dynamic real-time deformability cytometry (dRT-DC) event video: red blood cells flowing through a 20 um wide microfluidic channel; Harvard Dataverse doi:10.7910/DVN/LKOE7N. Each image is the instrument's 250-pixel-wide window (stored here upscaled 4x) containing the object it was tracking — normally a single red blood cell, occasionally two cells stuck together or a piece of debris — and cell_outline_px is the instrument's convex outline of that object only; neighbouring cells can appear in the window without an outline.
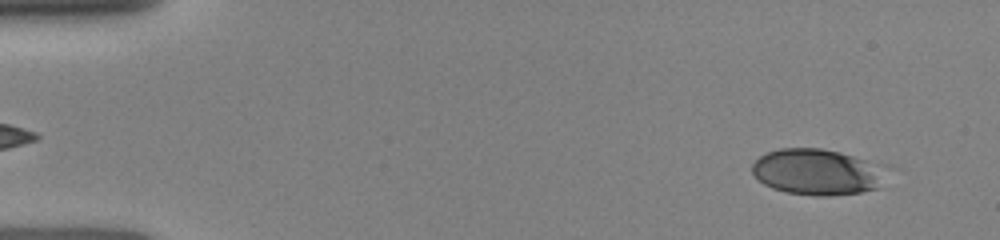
{"species": "human", "species_latin": "Homo sapiens", "temperature_condition": "room temperature", "stored_images_in_passage": 8, "camera_frame_rate_fps": 3000, "um_per_image_px": 0.085, "donor": {"sex": "female"}, "frame": {"image": 1, "passage_image": 1, "time_ms": 0.0, "image_size_px": [1000, 240], "cell_outline_px": [[900, 168], [880, 188], [860, 192], [828, 196], [816, 196], [788, 192], [772, 188], [764, 184], [752, 172], [752, 164], [760, 156], [768, 152], [780, 148], [820, 148], [840, 152], [892, 164]], "centroid_in_image_um": [69.76, 14.6], "position_along_channel_um": 15.2, "area_um2": 37.86}}
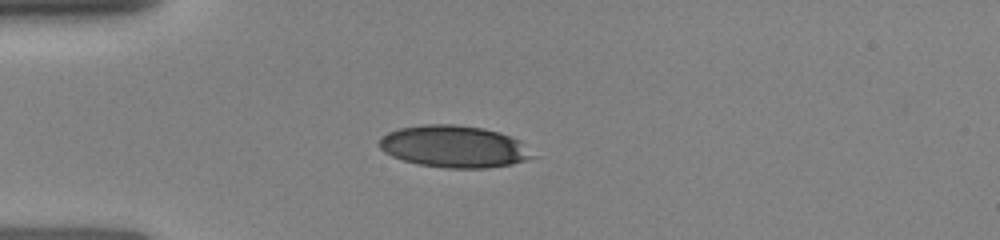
{"frame": {"image": 2, "passage_image": 6, "time_ms": 3.0, "image_size_px": [1000, 240], "cell_outline_px": [[536, 156], [512, 164], [484, 168], [444, 168], [420, 164], [404, 160], [392, 156], [384, 152], [380, 148], [380, 140], [388, 132], [400, 128], [424, 124], [452, 124], [484, 128], [500, 132], [520, 140]], "centroid_in_image_um": [38.62, 12.45], "position_along_channel_um": 46.4, "area_um2": 37.34}}
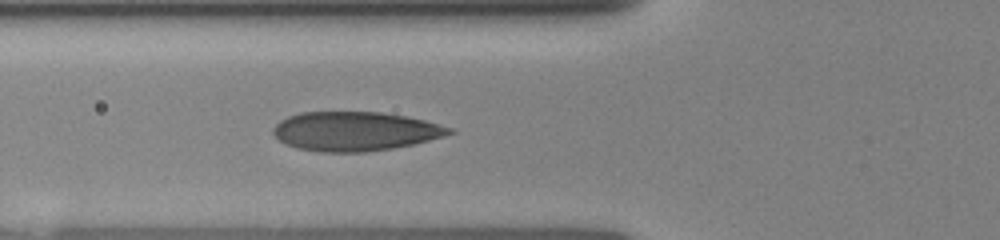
{"frame": {"image": 3, "passage_image": 8, "time_ms": 4.667, "image_size_px": [1000, 240], "cell_outline_px": [[456, 132], [444, 136], [412, 144], [392, 148], [364, 152], [320, 152], [296, 148], [280, 140], [272, 132], [272, 128], [280, 120], [288, 116], [300, 112], [380, 112], [404, 116], [424, 120], [452, 128]], "centroid_in_image_um": [30.16, 11.16], "position_along_channel_um": 95.6, "area_um2": 40.0}}